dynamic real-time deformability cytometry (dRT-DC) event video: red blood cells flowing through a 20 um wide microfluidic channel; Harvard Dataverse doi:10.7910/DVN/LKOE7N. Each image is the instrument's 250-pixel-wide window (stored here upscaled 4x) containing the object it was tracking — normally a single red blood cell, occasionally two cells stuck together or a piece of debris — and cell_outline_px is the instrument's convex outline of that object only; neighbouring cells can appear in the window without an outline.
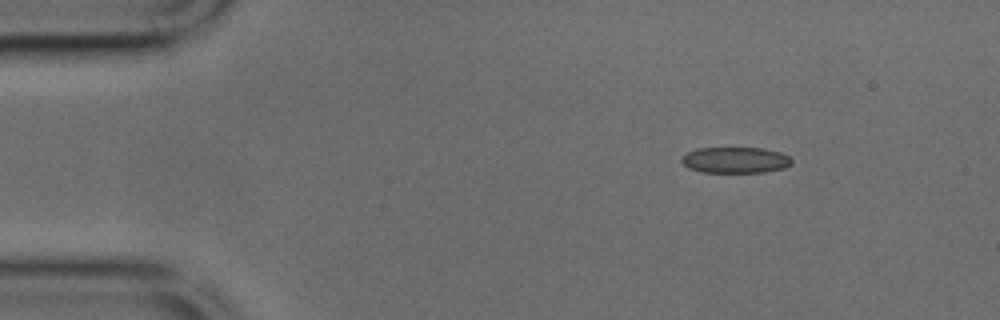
{"species": "common noctule bat (a hibernating species)", "species_latin": "Nyctalus noctula", "temperature_condition": "cold", "stored_images_in_passage": 9, "camera_frame_rate_fps": 3000, "um_per_image_px": 0.085, "animal": {"sex": "male", "body_mass_g": 17.9, "forearm_length_mm": 54.2}, "frame": {"image": 1, "passage_image": 1, "time_ms": 0.0, "image_size_px": [1000, 320], "cell_outline_px": [[792, 164], [784, 168], [764, 172], [700, 172], [688, 168], [680, 160], [680, 156], [688, 152], [700, 148], [764, 148], [780, 152], [788, 156], [792, 160]], "centroid_in_image_um": [62.49, 13.6], "position_along_channel_um": 22.5, "area_um2": 16.76}}